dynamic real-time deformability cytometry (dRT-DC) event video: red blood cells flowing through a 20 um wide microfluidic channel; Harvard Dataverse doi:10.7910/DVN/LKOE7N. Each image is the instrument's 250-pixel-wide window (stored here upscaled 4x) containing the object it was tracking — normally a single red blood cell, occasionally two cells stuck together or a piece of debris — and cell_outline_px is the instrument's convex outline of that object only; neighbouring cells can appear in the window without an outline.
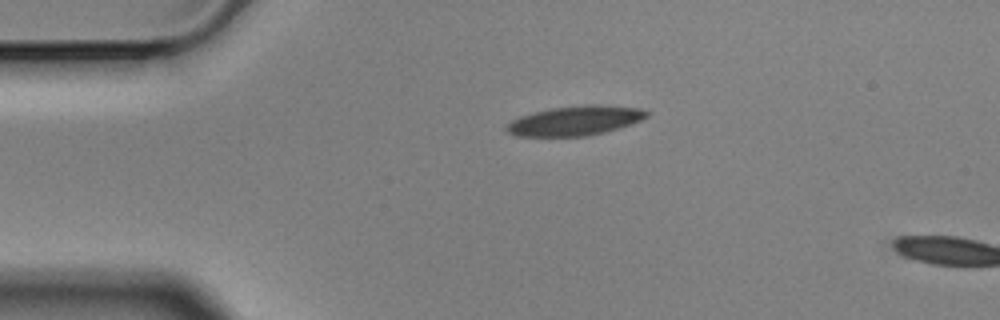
{"species": "Egyptian fruit bat (a non-hibernating species)", "species_latin": "Rousettus aegyptiacus", "temperature_condition": "cold", "stored_images_in_passage": 3, "segment_of_instrument_passage": [1, 2], "camera_frame_rate_fps": 3000, "um_per_image_px": 0.085, "animal": {"sex": "male"}, "frame": {"image": 1, "passage_image": 1, "time_ms": 0.0, "image_size_px": [1000, 320], "cell_outline_px": [[648, 116], [640, 120], [604, 132], [588, 136], [516, 136], [508, 132], [504, 128], [512, 120], [520, 116], [552, 108], [588, 104], [596, 104], [640, 108], [648, 112]], "centroid_in_image_um": [48.86, 10.26], "position_along_channel_um": 36.1, "area_um2": 23.81}}